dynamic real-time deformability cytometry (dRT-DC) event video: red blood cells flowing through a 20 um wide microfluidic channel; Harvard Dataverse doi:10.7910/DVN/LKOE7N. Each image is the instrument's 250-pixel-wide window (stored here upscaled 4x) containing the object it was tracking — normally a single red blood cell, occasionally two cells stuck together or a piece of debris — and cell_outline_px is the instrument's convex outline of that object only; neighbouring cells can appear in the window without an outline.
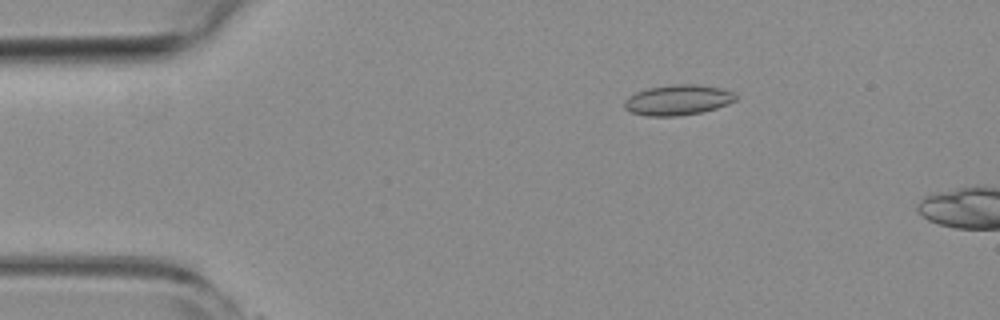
{"species": "common noctule bat (a hibernating species)", "species_latin": "Nyctalus noctula", "temperature_condition": "room temperature", "stored_images_in_passage": 14, "camera_frame_rate_fps": 3000, "um_per_image_px": 0.085, "animal": {"sex": "female", "body_mass_g": 19.3, "forearm_length_mm": 54.1}, "frame": {"image": 1, "passage_image": 10, "time_ms": 3.0, "image_size_px": [1000, 320], "cell_outline_px": [[736, 100], [728, 104], [716, 108], [700, 112], [680, 116], [648, 116], [632, 112], [624, 108], [624, 100], [628, 96], [636, 92], [648, 88], [672, 84], [700, 84], [720, 88], [732, 92], [736, 96]], "centroid_in_image_um": [57.6, 8.49], "position_along_channel_um": 27.4, "area_um2": 19.71}}